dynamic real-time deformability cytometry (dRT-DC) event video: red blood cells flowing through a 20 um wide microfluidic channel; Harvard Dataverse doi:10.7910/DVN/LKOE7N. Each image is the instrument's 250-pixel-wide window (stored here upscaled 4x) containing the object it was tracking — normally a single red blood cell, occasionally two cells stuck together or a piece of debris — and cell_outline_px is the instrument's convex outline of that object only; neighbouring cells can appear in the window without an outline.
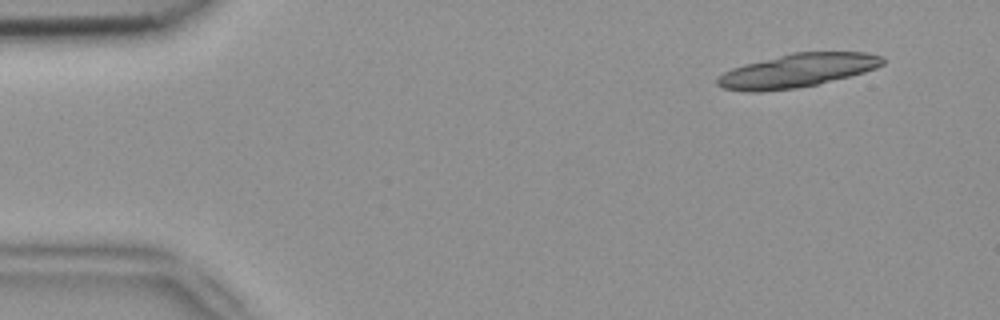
{"species": "common noctule bat (a hibernating species)", "species_latin": "Nyctalus noctula", "temperature_condition": "room temperature", "stored_images_in_passage": 4, "camera_frame_rate_fps": 3000, "um_per_image_px": 0.085, "animal": {"sex": "female", "body_mass_g": 18.4}, "frame": {"image": 1, "passage_image": 1, "time_ms": 0.0, "image_size_px": [1000, 320], "cell_outline_px": [[884, 64], [876, 68], [864, 72], [816, 84], [796, 88], [756, 92], [748, 92], [724, 88], [716, 84], [716, 80], [724, 72], [732, 68], [744, 64], [792, 52], [864, 52], [880, 56], [884, 60]], "centroid_in_image_um": [67.74, 5.99], "position_along_channel_um": 17.3, "area_um2": 32.02}}